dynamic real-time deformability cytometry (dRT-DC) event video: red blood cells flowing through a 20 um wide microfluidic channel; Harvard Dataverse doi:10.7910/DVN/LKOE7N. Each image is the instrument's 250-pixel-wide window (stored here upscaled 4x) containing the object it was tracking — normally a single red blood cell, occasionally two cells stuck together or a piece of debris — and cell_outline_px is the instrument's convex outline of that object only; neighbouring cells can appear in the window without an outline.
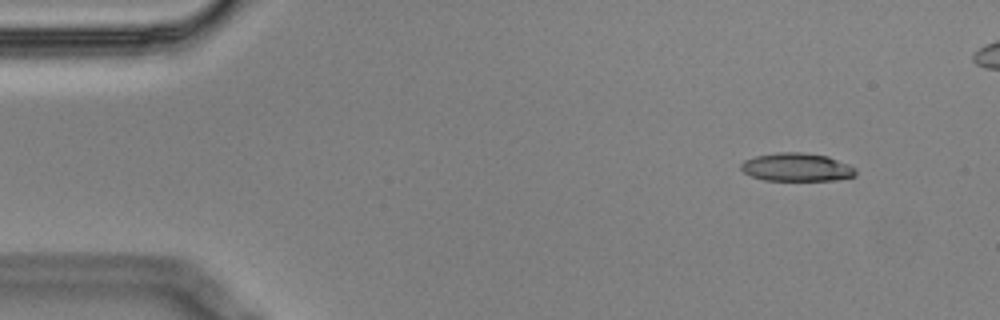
{"species": "Egyptian fruit bat (a non-hibernating species)", "species_latin": "Rousettus aegyptiacus", "temperature_condition": "cold", "stored_images_in_passage": 6, "camera_frame_rate_fps": 3000, "um_per_image_px": 0.085, "animal": {"sex": "male"}, "frame": {"image": 1, "passage_image": 2, "time_ms": 0.333, "image_size_px": [1000, 320], "cell_outline_px": [[856, 176], [836, 180], [764, 180], [752, 176], [744, 172], [740, 168], [740, 164], [744, 160], [756, 156], [776, 152], [800, 152], [828, 156], [848, 164], [856, 168]], "centroid_in_image_um": [67.73, 14.21], "position_along_channel_um": 17.3, "area_um2": 18.9}}
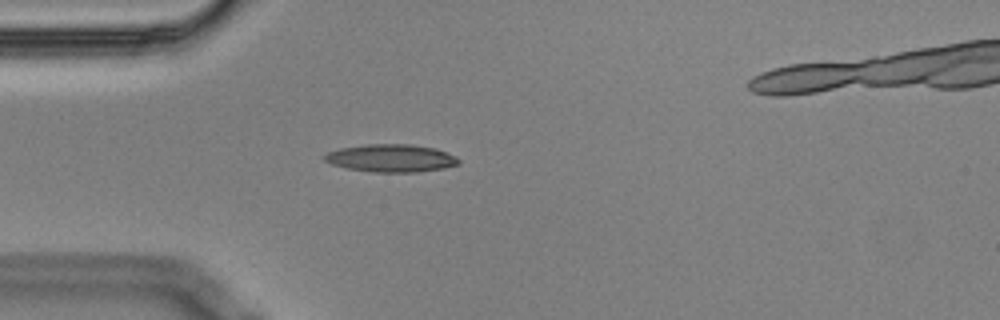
{"frame": {"image": 2, "passage_image": 5, "time_ms": 1.333, "image_size_px": [1000, 320], "cell_outline_px": [[460, 164], [444, 168], [416, 172], [372, 172], [348, 168], [332, 164], [324, 160], [320, 156], [328, 152], [340, 148], [368, 144], [412, 144], [436, 148], [448, 152], [456, 156], [460, 160]], "centroid_in_image_um": [33.26, 13.44], "position_along_channel_um": 51.7, "area_um2": 21.85}}